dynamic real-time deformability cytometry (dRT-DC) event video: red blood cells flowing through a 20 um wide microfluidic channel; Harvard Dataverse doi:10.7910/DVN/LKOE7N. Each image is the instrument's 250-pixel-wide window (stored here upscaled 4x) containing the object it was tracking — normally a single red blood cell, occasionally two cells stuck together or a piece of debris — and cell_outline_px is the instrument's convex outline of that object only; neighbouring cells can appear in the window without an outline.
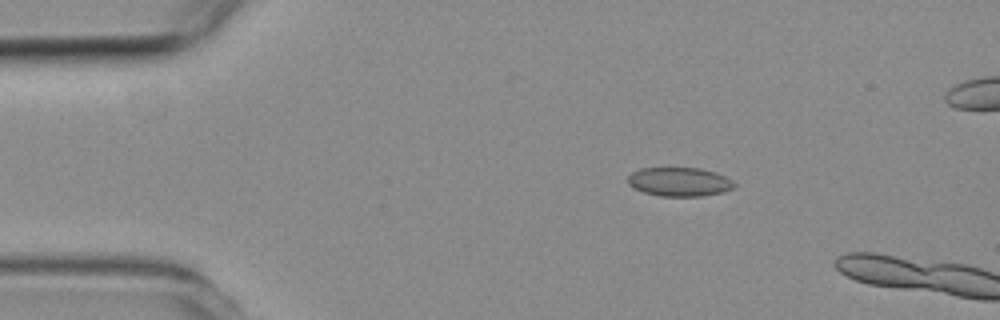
{"species": "common noctule bat (a hibernating species)", "species_latin": "Nyctalus noctula", "temperature_condition": "room temperature", "stored_images_in_passage": 4, "camera_frame_rate_fps": 3000, "um_per_image_px": 0.085, "animal": {"sex": "female", "body_mass_g": 19.3, "forearm_length_mm": 54.1}, "frame": {"image": 1, "passage_image": 3, "time_ms": 2.333, "image_size_px": [1000, 320], "cell_outline_px": [[736, 184], [732, 188], [724, 192], [704, 196], [660, 196], [644, 192], [628, 184], [628, 176], [632, 172], [640, 168], [700, 168], [716, 172], [732, 180]], "centroid_in_image_um": [57.76, 15.45], "position_along_channel_um": 27.2, "area_um2": 17.92}}